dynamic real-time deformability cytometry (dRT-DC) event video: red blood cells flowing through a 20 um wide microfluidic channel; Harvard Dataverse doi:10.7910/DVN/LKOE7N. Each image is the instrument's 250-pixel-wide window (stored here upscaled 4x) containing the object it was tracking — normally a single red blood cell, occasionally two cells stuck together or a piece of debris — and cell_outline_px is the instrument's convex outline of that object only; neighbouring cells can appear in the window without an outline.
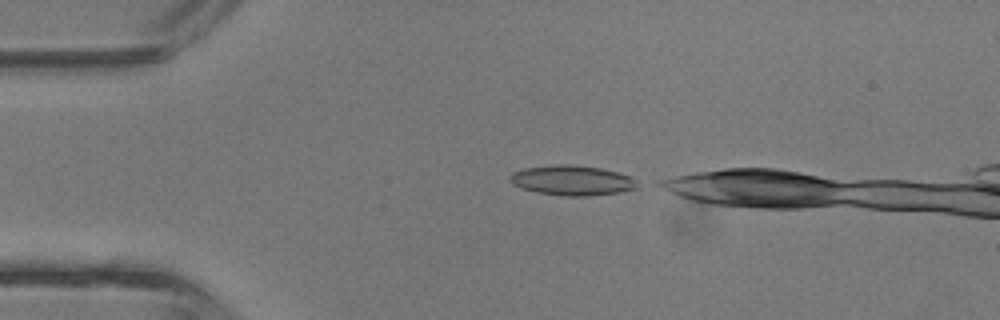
{"species": "common noctule bat (a hibernating species)", "species_latin": "Nyctalus noctula", "temperature_condition": "room temperature", "stored_images_in_passage": 5, "camera_frame_rate_fps": 3000, "um_per_image_px": 0.085, "animal": {"sex": "male", "body_mass_g": 13.3}, "frame": {"image": 1, "passage_image": 1, "time_ms": 0.0, "image_size_px": [1000, 320], "cell_outline_px": [[644, 184], [636, 188], [620, 192], [588, 196], [564, 196], [536, 192], [512, 184], [508, 180], [508, 176], [512, 172], [524, 168], [556, 164], [568, 164], [600, 168], [632, 176], [640, 180]], "centroid_in_image_um": [48.68, 15.33], "position_along_channel_um": 36.3, "area_um2": 22.6}}